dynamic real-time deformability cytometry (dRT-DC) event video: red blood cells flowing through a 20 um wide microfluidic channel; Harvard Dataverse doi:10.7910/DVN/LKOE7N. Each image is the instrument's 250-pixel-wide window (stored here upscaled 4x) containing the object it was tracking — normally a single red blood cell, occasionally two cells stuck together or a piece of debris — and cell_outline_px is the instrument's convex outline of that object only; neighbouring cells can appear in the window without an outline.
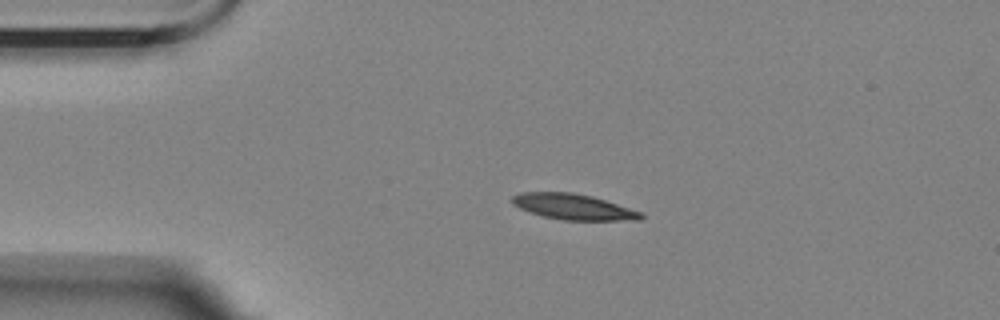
{"species": "Egyptian fruit bat (a non-hibernating species)", "species_latin": "Rousettus aegyptiacus", "temperature_condition": "room temperature", "stored_images_in_passage": 36, "camera_frame_rate_fps": 3000, "um_per_image_px": 0.085, "animal": {"sex": "female"}, "frame": {"image": 1, "passage_image": 1, "time_ms": 0.0, "image_size_px": [1000, 320], "cell_outline_px": [[644, 216], [640, 220], [560, 220], [544, 216], [520, 208], [512, 204], [512, 196], [520, 192], [572, 192], [592, 196], [640, 212]], "centroid_in_image_um": [48.7, 17.57], "position_along_channel_um": 36.3, "area_um2": 19.02}}
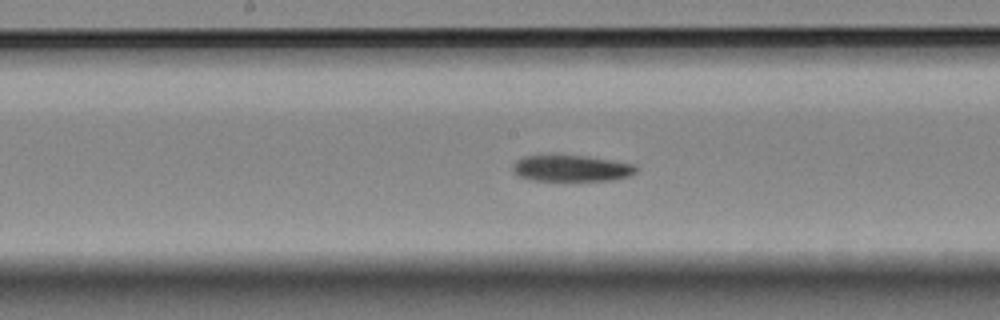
{"frame": {"image": 2, "passage_image": 18, "time_ms": 5.667, "image_size_px": [1000, 320], "cell_outline_px": [[636, 172], [632, 176], [612, 180], [532, 180], [520, 176], [512, 168], [512, 164], [516, 160], [524, 156], [552, 152], [556, 152], [584, 156], [636, 164]], "centroid_in_image_um": [48.54, 14.26], "position_along_channel_um": 199.7, "area_um2": 19.54}}
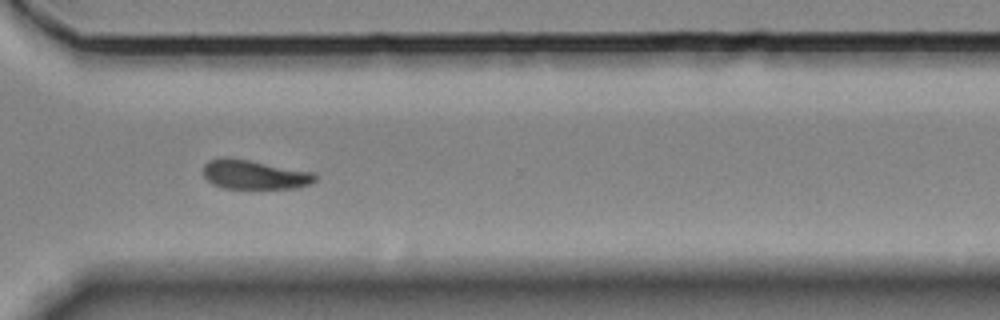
{"frame": {"image": 3, "passage_image": 31, "time_ms": 10.0, "image_size_px": [1000, 320], "cell_outline_px": [[316, 180], [308, 184], [296, 188], [224, 188], [212, 184], [204, 176], [204, 164], [208, 160], [220, 156], [224, 156], [248, 160], [312, 172], [316, 176]], "centroid_in_image_um": [21.56, 14.83], "position_along_channel_um": 349.0, "area_um2": 18.9}, "authors_computed_cell_mechanics": {"area_um2": 19.6231, "velocity_mm_per_s": 3.4543, "shape_relaxation_time_tau1_ms": 9.3461, "shape_relaxation_time_tau2_ms": null, "deformation_change_tau1": 0.2131, "deformation_change_tau2": null}}